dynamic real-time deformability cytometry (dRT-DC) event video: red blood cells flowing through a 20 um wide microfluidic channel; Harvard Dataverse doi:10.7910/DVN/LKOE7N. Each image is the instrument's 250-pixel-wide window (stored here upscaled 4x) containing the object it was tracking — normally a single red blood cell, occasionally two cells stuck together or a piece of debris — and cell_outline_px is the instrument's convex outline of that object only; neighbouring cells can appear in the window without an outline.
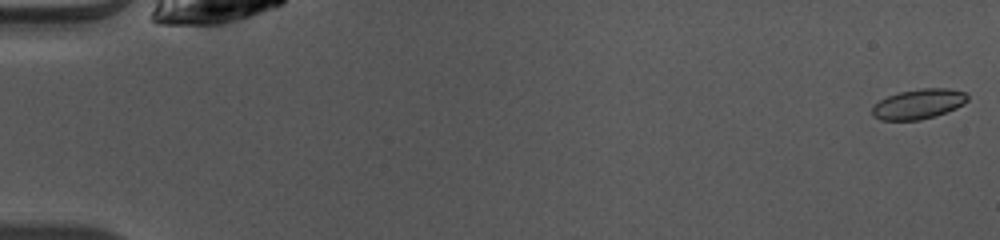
{"species": "common noctule bat (a hibernating species)", "species_latin": "Nyctalus noctula", "temperature_condition": "warm", "stored_images_in_passage": 49, "camera_frame_rate_fps": 3000, "um_per_image_px": 0.085, "animal": {"sex": "female", "body_mass_g": 10.0, "forearm_length_mm": 53.1}, "frame": {"image": 1, "passage_image": 1, "time_ms": 0.0, "image_size_px": [1000, 240], "cell_outline_px": [[968, 100], [964, 104], [956, 108], [936, 116], [920, 120], [880, 120], [872, 116], [872, 108], [880, 100], [888, 96], [900, 92], [920, 88], [948, 88], [968, 92]], "centroid_in_image_um": [78.11, 8.84], "position_along_channel_um": 6.9, "area_um2": 16.76}}
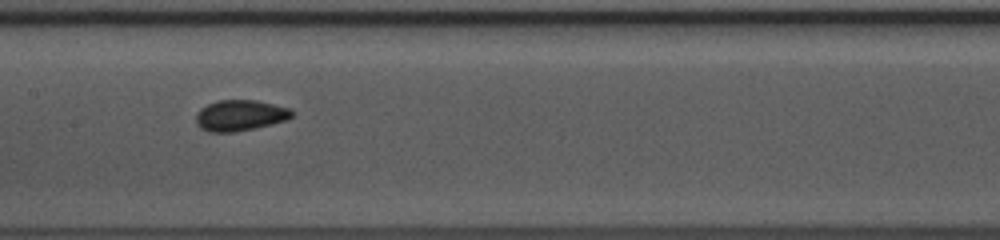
{"frame": {"image": 2, "passage_image": 25, "time_ms": 8.0, "image_size_px": [1000, 240], "cell_outline_px": [[296, 116], [288, 120], [252, 128], [232, 132], [208, 132], [200, 128], [196, 124], [196, 112], [200, 108], [208, 104], [220, 100], [256, 100], [288, 108], [296, 112]], "centroid_in_image_um": [20.41, 9.81], "position_along_channel_um": 187.0, "area_um2": 17.34}}
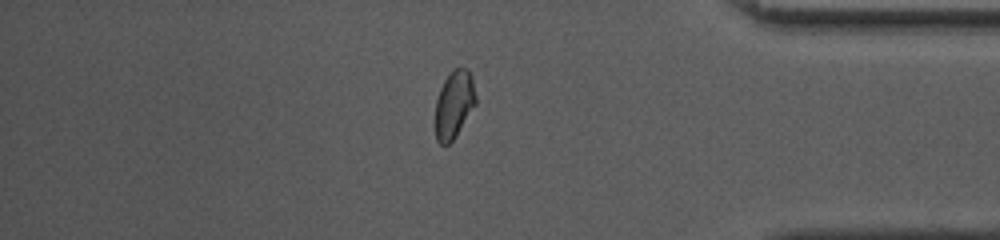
{"frame": {"image": 3, "passage_image": 42, "time_ms": 13.667, "image_size_px": [1000, 240], "cell_outline_px": [[476, 104], [456, 136], [444, 148], [436, 140], [436, 100], [440, 88], [444, 80], [460, 64], [468, 68], [472, 76], [476, 96]], "centroid_in_image_um": [38.61, 8.86], "position_along_channel_um": 396.6, "area_um2": 16.13}, "authors_computed_cell_mechanics": {"area_um2": 16.7042, "velocity_mm_per_s": 4.1017, "shape_relaxation_time_tau1_ms": 8.6728, "shape_relaxation_time_tau2_ms": 0.8057, "deformation_change_tau1": 0.1406, "deformation_change_tau2": 0.0576}}